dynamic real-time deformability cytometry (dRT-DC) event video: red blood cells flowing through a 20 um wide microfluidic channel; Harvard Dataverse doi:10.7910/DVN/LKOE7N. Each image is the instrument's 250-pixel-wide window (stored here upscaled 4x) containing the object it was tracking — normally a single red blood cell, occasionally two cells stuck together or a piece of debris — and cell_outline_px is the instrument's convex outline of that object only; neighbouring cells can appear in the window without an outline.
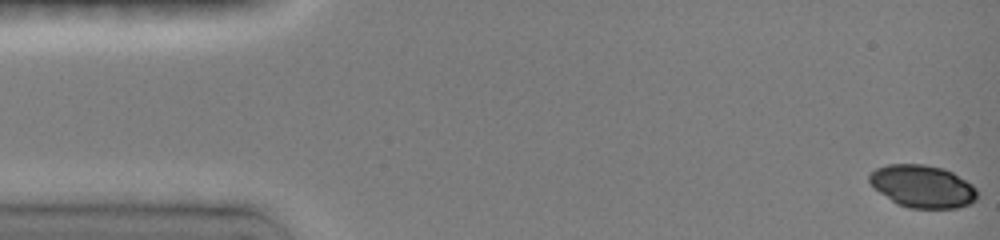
{"species": "common noctule bat (a hibernating species)", "species_latin": "Nyctalus noctula", "temperature_condition": "room temperature", "stored_images_in_passage": 68, "camera_frame_rate_fps": 3000, "um_per_image_px": 0.085, "animal": {"sex": "female", "body_mass_g": 19.0, "forearm_length_mm": 51.5}, "frame": {"image": 1, "passage_image": 1, "time_ms": 0.0, "image_size_px": [1000, 240], "cell_outline_px": [[976, 200], [968, 204], [956, 208], [908, 208], [896, 204], [880, 192], [868, 180], [868, 176], [876, 168], [888, 164], [924, 164], [944, 168], [952, 172], [972, 184], [976, 188]], "centroid_in_image_um": [78.41, 15.83], "position_along_channel_um": 6.6, "area_um2": 26.65}}
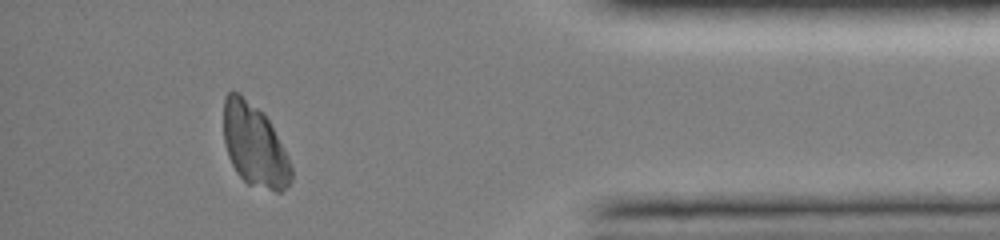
{"frame": {"image": 2, "passage_image": 60, "time_ms": 14.0, "image_size_px": [1000, 240], "cell_outline_px": [[292, 180], [280, 192], [276, 192], [248, 184], [236, 172], [228, 156], [224, 140], [224, 96], [232, 88], [256, 108], [268, 120], [288, 156], [292, 168]], "centroid_in_image_um": [21.62, 12.37], "position_along_channel_um": 413.6, "area_um2": 32.08}}